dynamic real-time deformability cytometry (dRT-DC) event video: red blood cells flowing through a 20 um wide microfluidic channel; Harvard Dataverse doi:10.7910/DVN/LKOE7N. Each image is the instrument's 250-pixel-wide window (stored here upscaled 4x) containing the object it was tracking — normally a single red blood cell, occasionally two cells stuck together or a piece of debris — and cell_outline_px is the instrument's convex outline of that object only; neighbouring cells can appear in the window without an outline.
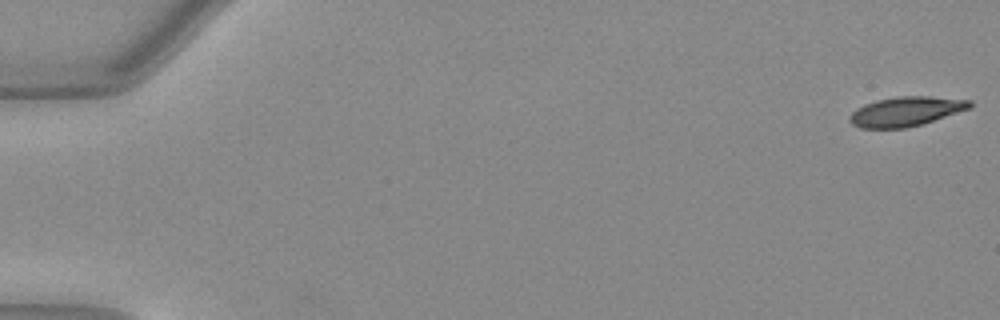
{"species": "Egyptian fruit bat (a non-hibernating species)", "species_latin": "Rousettus aegyptiacus", "temperature_condition": "warm", "stored_images_in_passage": 11, "camera_frame_rate_fps": 3000, "um_per_image_px": 0.085, "animal": {"sex": "female"}, "frame": {"image": 1, "passage_image": 1, "time_ms": 0.0, "image_size_px": [1000, 320], "cell_outline_px": [[972, 108], [924, 124], [904, 128], [860, 128], [852, 124], [848, 120], [848, 116], [856, 108], [864, 104], [876, 100], [896, 96], [928, 96], [972, 100]], "centroid_in_image_um": [77.01, 9.47], "position_along_channel_um": 8.0, "area_um2": 20.98}}